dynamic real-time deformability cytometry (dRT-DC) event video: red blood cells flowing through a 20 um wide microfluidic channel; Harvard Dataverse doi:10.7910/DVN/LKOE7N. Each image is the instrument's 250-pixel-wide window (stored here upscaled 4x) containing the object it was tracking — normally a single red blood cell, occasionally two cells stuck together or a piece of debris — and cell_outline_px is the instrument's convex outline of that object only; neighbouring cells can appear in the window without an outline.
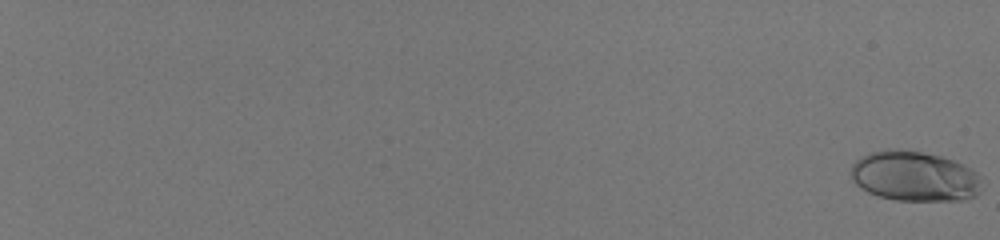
{"species": "human", "species_latin": "Homo sapiens", "temperature_condition": "room temperature", "stored_images_in_passage": 59, "camera_frame_rate_fps": 3000, "um_per_image_px": 0.085, "donor": {"sex": "male"}, "frame": {"image": 1, "passage_image": 1, "time_ms": 0.0, "image_size_px": [1000, 240], "cell_outline_px": [[980, 192], [976, 196], [960, 200], [896, 200], [880, 196], [868, 192], [860, 188], [852, 180], [852, 164], [856, 160], [868, 152], [888, 148], [892, 148], [920, 152], [940, 156], [952, 160], [972, 168], [980, 176]], "centroid_in_image_um": [77.72, 14.97], "position_along_channel_um": 7.3, "area_um2": 38.21}}
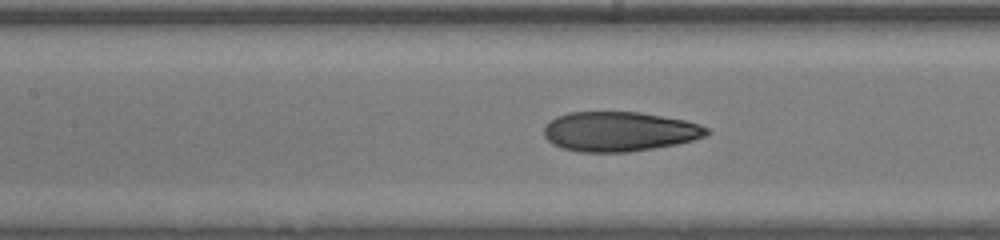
{"frame": {"image": 2, "passage_image": 35, "time_ms": 11.333, "image_size_px": [1000, 240], "cell_outline_px": [[708, 132], [704, 136], [692, 140], [676, 144], [628, 152], [580, 152], [560, 148], [552, 144], [544, 136], [544, 124], [548, 120], [556, 116], [568, 112], [640, 112], [684, 120], [700, 124], [708, 128]], "centroid_in_image_um": [52.57, 11.17], "position_along_channel_um": 154.8, "area_um2": 37.74}}
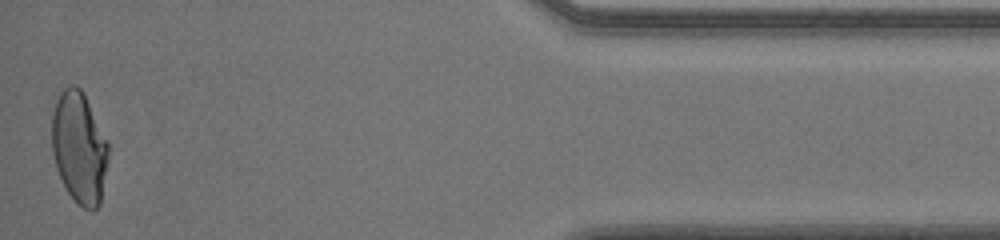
{"frame": {"image": 3, "passage_image": 59, "time_ms": 19.333, "image_size_px": [1000, 240], "cell_outline_px": [[108, 160], [100, 204], [92, 212], [84, 208], [68, 192], [56, 168], [52, 152], [52, 112], [56, 100], [60, 92], [64, 88], [72, 84], [76, 84], [84, 92], [108, 144]], "centroid_in_image_um": [6.72, 12.52], "position_along_channel_um": 428.5, "area_um2": 36.65}, "authors_computed_cell_mechanics": {"area_um2": 37.0498, "velocity_mm_per_s": 4.0415, "shape_relaxation_time_tau1_ms": 6.8087, "shape_relaxation_time_tau2_ms": 0.7692, "deformation_change_tau1": 0.2572, "deformation_change_tau2": 0.0671}}